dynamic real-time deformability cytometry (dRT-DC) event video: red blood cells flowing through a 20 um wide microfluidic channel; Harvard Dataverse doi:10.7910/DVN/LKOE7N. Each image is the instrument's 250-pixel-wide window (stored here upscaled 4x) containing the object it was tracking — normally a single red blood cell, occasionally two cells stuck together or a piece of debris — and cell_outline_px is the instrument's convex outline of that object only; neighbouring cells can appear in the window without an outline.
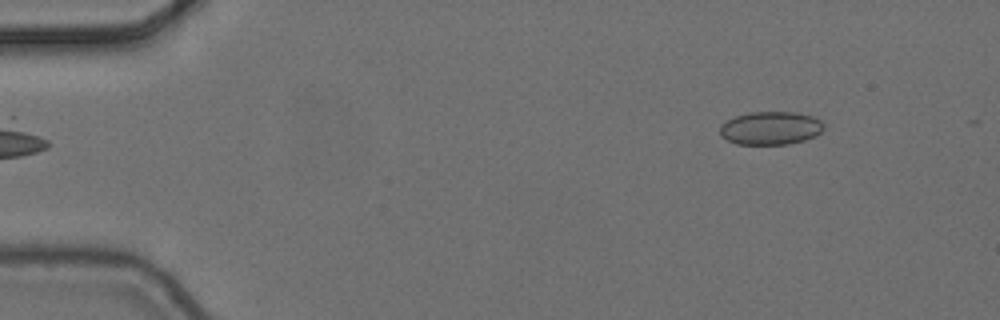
{"species": "common noctule bat (a hibernating species)", "species_latin": "Nyctalus noctula", "temperature_condition": "cold", "stored_images_in_passage": 5, "segment_of_instrument_passage": [2, 2], "camera_frame_rate_fps": 3000, "um_per_image_px": 0.085, "animal": {"sex": "female", "body_mass_g": 24.6, "forearm_length_mm": 56.2}, "frame": {"image": 1, "passage_image": 5, "time_ms": 1.333, "image_size_px": [1000, 320], "cell_outline_px": [[824, 128], [816, 136], [804, 140], [788, 144], [736, 144], [720, 136], [720, 124], [736, 116], [748, 112], [796, 112], [812, 116], [820, 120]], "centroid_in_image_um": [65.49, 10.89], "position_along_channel_um": 19.5, "area_um2": 20.11}}